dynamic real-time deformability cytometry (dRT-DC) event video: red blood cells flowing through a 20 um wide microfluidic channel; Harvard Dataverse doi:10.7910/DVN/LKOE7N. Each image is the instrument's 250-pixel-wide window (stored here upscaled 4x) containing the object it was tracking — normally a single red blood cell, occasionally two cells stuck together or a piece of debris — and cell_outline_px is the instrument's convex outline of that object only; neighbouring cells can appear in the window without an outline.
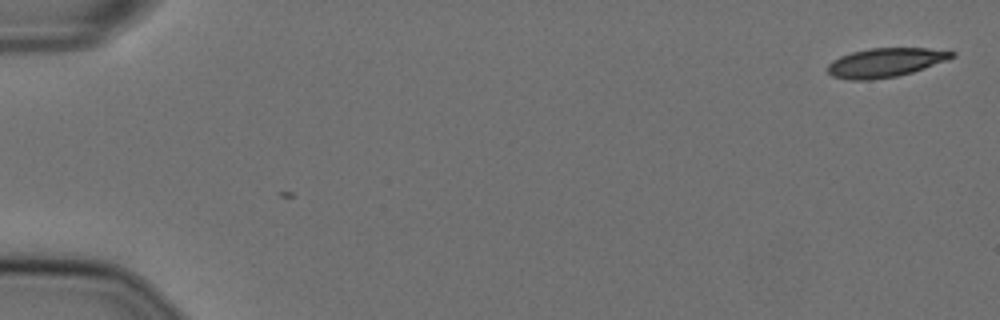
{"species": "Egyptian fruit bat (a non-hibernating species)", "species_latin": "Rousettus aegyptiacus", "temperature_condition": "cold", "stored_images_in_passage": 3, "camera_frame_rate_fps": 3000, "um_per_image_px": 0.085, "animal": {"sex": "female"}, "frame": {"image": 1, "passage_image": 3, "time_ms": 0.667, "image_size_px": [1000, 320], "cell_outline_px": [[956, 56], [924, 68], [912, 72], [896, 76], [872, 80], [848, 80], [832, 76], [828, 72], [828, 64], [832, 60], [840, 56], [852, 52], [872, 48], [928, 48], [956, 52]], "centroid_in_image_um": [75.23, 5.32], "position_along_channel_um": 9.8, "area_um2": 20.92}}